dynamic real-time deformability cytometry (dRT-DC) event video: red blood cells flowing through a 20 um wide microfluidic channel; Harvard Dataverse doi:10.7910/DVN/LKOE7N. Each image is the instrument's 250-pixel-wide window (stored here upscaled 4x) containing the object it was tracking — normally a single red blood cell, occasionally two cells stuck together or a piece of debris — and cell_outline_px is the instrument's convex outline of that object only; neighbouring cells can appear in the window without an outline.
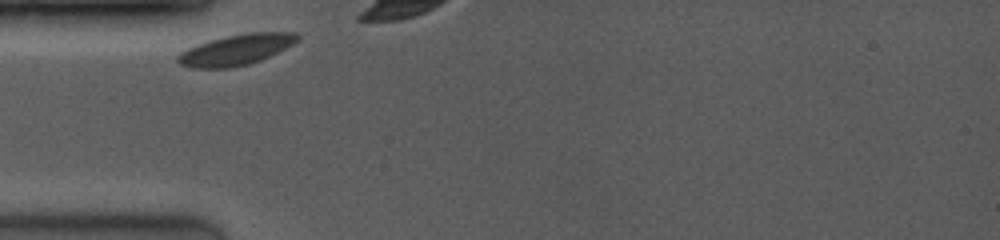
{"species": "common noctule bat (a hibernating species)", "species_latin": "Nyctalus noctula", "temperature_condition": "room temperature", "stored_images_in_passage": 6, "camera_frame_rate_fps": 4000, "um_per_image_px": 0.085, "animal": {"sex": "female", "body_mass_g": 19.0, "forearm_length_mm": 53.3}, "frame": {"image": 1, "passage_image": 1, "time_ms": 0.0, "image_size_px": [1000, 240], "cell_outline_px": [[300, 36], [292, 44], [260, 60], [248, 64], [224, 68], [196, 68], [180, 64], [176, 60], [176, 56], [180, 52], [188, 48], [212, 40], [228, 36], [248, 32], [296, 32]], "centroid_in_image_um": [20.05, 4.22], "position_along_channel_um": 65.0, "area_um2": 20.87}}